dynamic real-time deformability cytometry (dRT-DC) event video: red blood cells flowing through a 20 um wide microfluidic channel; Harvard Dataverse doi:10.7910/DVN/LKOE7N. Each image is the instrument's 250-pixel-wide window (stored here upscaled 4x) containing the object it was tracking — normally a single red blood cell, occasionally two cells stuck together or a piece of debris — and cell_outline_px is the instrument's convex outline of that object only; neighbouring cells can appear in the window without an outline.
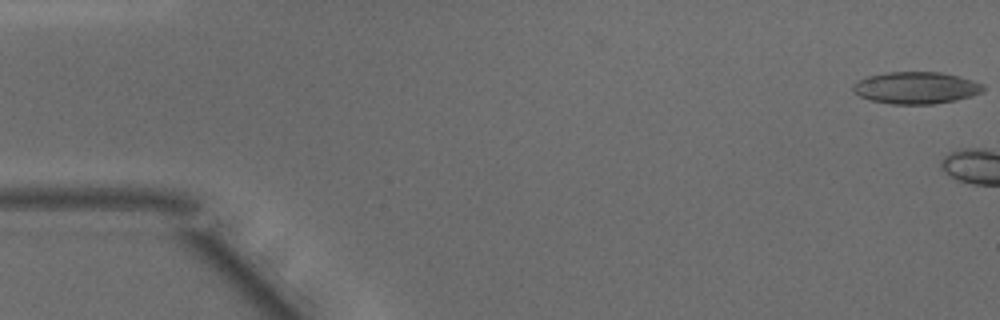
{"species": "common noctule bat (a hibernating species)", "species_latin": "Nyctalus noctula", "temperature_condition": "warm", "stored_images_in_passage": 4, "camera_frame_rate_fps": 3000, "um_per_image_px": 0.085, "animal": {"sex": "male", "body_mass_g": 15.6}, "frame": {"image": 1, "passage_image": 1, "time_ms": 0.0, "image_size_px": [1000, 320], "cell_outline_px": [[984, 92], [972, 96], [956, 100], [932, 104], [892, 104], [872, 100], [860, 96], [852, 88], [852, 84], [868, 76], [888, 72], [940, 72], [960, 76], [984, 84]], "centroid_in_image_um": [77.91, 7.46], "position_along_channel_um": 7.1, "area_um2": 24.22}}